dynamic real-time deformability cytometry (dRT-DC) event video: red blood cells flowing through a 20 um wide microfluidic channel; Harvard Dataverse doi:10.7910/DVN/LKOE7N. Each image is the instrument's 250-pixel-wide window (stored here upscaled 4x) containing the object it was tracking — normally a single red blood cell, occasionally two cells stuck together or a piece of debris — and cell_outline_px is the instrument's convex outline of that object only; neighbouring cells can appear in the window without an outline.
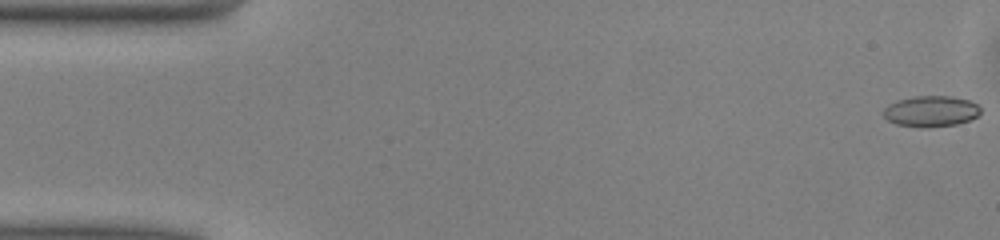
{"species": "common noctule bat (a hibernating species)", "species_latin": "Nyctalus noctula", "temperature_condition": "warm", "stored_images_in_passage": 50, "camera_frame_rate_fps": 3000, "um_per_image_px": 0.085, "animal": {"sex": "male", "body_mass_g": 13.0, "forearm_length_mm": 53.1}, "frame": {"image": 1, "passage_image": 1, "time_ms": 0.0, "image_size_px": [1000, 240], "cell_outline_px": [[980, 112], [976, 116], [968, 120], [956, 124], [920, 128], [896, 124], [888, 120], [884, 116], [884, 108], [888, 104], [896, 100], [916, 96], [952, 96], [968, 100], [980, 104]], "centroid_in_image_um": [79.12, 9.45], "position_along_channel_um": 5.9, "area_um2": 17.51}}
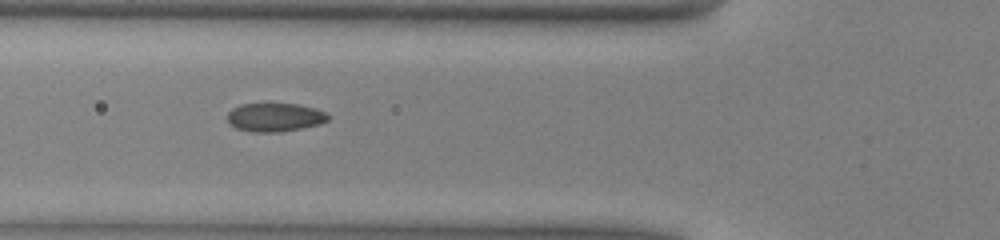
{"frame": {"image": 2, "passage_image": 18, "time_ms": 5.667, "image_size_px": [1000, 240], "cell_outline_px": [[332, 116], [328, 120], [320, 124], [280, 132], [252, 132], [236, 128], [228, 124], [228, 112], [232, 108], [240, 104], [296, 104], [316, 108], [328, 112]], "centroid_in_image_um": [23.39, 9.97], "position_along_channel_um": 102.4, "area_um2": 16.94}}
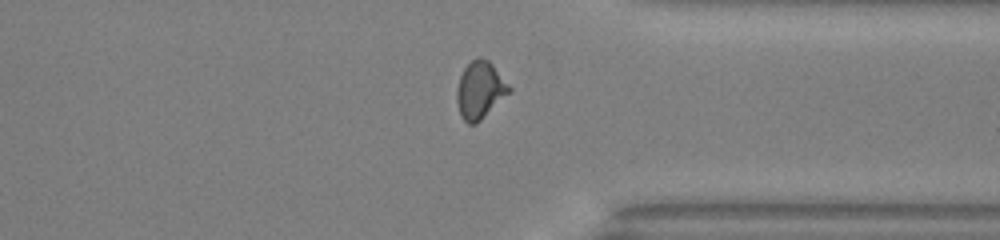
{"frame": {"image": 3, "passage_image": 38, "time_ms": 12.333, "image_size_px": [1000, 240], "cell_outline_px": [[512, 92], [476, 124], [468, 124], [460, 116], [456, 100], [456, 88], [460, 76], [464, 68], [472, 60], [480, 56], [488, 60], [492, 64], [512, 88]], "centroid_in_image_um": [40.8, 7.67], "position_along_channel_um": 370.6, "area_um2": 17.69}, "authors_computed_cell_mechanics": {"area_um2": 17.0799, "velocity_mm_per_s": 4.088, "shape_relaxation_time_tau1_ms": 4.9088, "shape_relaxation_time_tau2_ms": null, "deformation_change_tau1": 0.1326, "deformation_change_tau2": null}}